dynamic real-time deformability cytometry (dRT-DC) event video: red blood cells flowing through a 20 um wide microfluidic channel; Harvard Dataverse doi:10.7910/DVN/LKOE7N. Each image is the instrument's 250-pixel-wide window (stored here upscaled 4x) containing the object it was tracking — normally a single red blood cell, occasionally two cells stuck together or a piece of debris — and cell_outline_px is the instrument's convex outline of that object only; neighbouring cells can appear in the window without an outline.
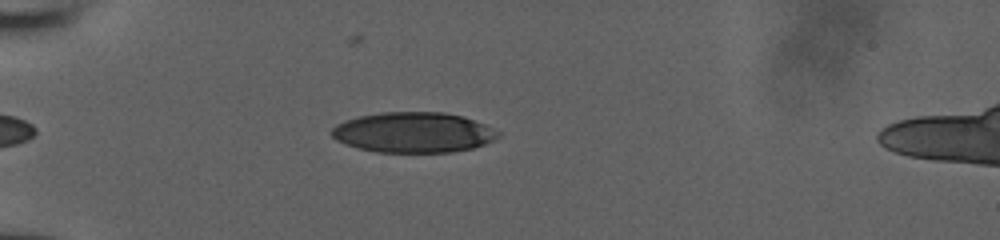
{"species": "human", "species_latin": "Homo sapiens", "temperature_condition": "room temperature", "stored_images_in_passage": 37, "camera_frame_rate_fps": 3000, "um_per_image_px": 0.085, "donor": {"sex": "male"}, "frame": {"image": 1, "passage_image": 6, "time_ms": 1.667, "image_size_px": [1000, 240], "cell_outline_px": [[500, 136], [484, 144], [472, 148], [452, 152], [376, 152], [360, 148], [336, 140], [328, 132], [336, 124], [344, 120], [360, 116], [380, 112], [444, 112], [464, 116], [484, 124], [500, 132]], "centroid_in_image_um": [35.13, 11.25], "position_along_channel_um": 49.9, "area_um2": 39.19}}
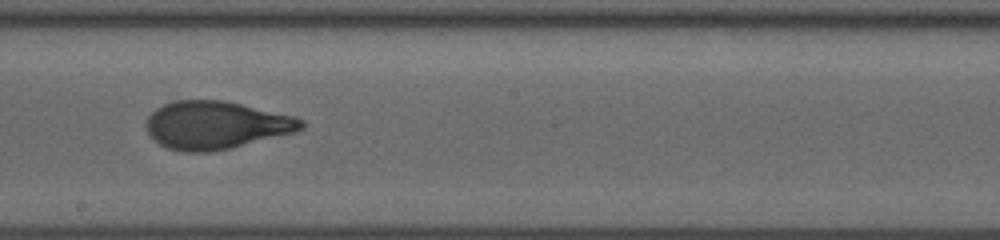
{"frame": {"image": 2, "passage_image": 21, "time_ms": 6.667, "image_size_px": [1000, 240], "cell_outline_px": [[304, 128], [296, 132], [232, 148], [208, 152], [180, 152], [168, 148], [160, 144], [148, 132], [144, 124], [148, 116], [156, 108], [172, 100], [224, 100], [296, 116], [304, 120]], "centroid_in_image_um": [18.37, 10.63], "position_along_channel_um": 229.8, "area_um2": 43.58}}
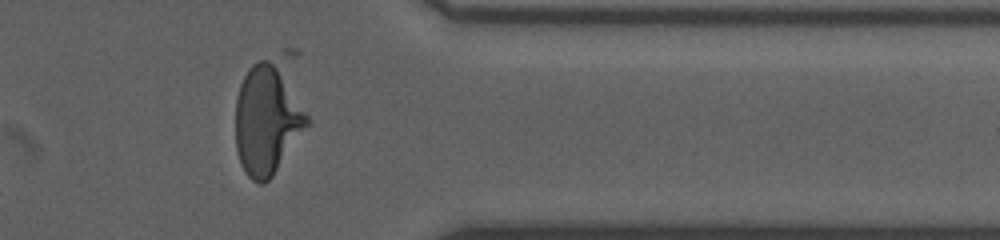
{"frame": {"image": 3, "passage_image": 33, "time_ms": 10.667, "image_size_px": [1000, 240], "cell_outline_px": [[312, 124], [272, 176], [264, 184], [260, 184], [252, 180], [244, 172], [240, 164], [236, 152], [236, 100], [240, 84], [248, 68], [252, 64], [260, 60], [276, 60], [312, 120]], "centroid_in_image_um": [22.73, 10.22], "position_along_channel_um": 388.7, "area_um2": 46.3}}